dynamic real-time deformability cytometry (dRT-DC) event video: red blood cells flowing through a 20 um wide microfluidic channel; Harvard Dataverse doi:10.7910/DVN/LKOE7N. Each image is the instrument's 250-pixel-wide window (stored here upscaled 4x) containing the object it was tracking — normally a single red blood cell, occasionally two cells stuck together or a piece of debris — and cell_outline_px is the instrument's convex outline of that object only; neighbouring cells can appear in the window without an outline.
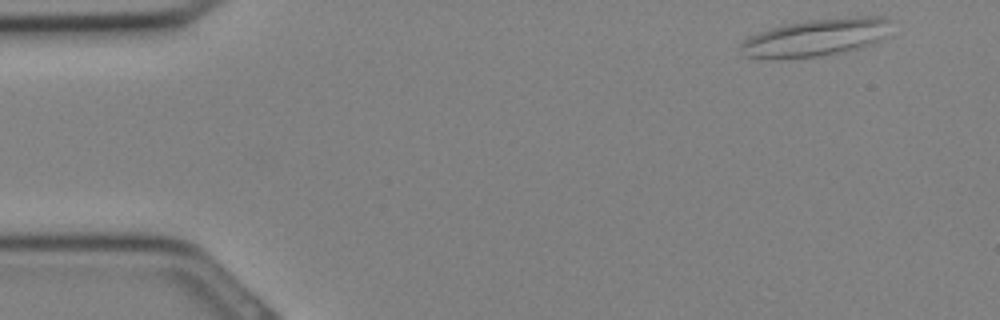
{"species": "Egyptian fruit bat (a non-hibernating species)", "species_latin": "Rousettus aegyptiacus", "temperature_condition": "cold", "stored_images_in_passage": 5, "camera_frame_rate_fps": 3000, "um_per_image_px": 0.085, "animal": {"sex": "female"}, "frame": {"image": 1, "passage_image": 1, "time_ms": 0.0, "image_size_px": [1000, 320], "cell_outline_px": [[892, 20], [884, 36], [880, 40], [872, 44], [860, 48], [844, 52], [820, 56], [744, 56], [740, 48], [740, 44], [748, 36], [784, 24], [808, 20], [868, 16], [876, 16]], "centroid_in_image_um": [69.41, 3.16], "position_along_channel_um": 15.6, "area_um2": 31.79}}